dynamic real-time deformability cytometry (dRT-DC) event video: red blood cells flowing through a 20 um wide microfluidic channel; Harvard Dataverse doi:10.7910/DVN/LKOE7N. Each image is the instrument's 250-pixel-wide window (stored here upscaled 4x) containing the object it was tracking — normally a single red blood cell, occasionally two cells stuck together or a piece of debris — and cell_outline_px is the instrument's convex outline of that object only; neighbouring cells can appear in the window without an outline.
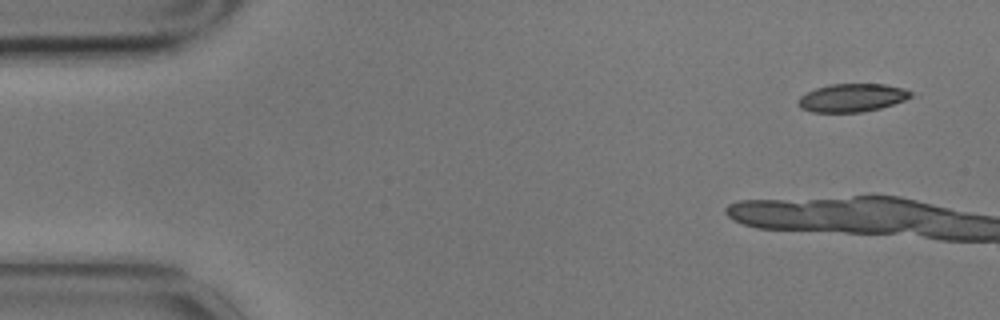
{"species": "common noctule bat (a hibernating species)", "species_latin": "Nyctalus noctula", "temperature_condition": "cold", "stored_images_in_passage": 4, "camera_frame_rate_fps": 3000, "um_per_image_px": 0.085, "animal": {"sex": "male", "body_mass_g": 17.9}, "frame": {"image": 1, "passage_image": 1, "time_ms": 0.0, "image_size_px": [1000, 320], "cell_outline_px": [[912, 96], [904, 100], [880, 108], [860, 112], [812, 112], [800, 108], [800, 96], [816, 88], [832, 84], [884, 84], [904, 88], [912, 92]], "centroid_in_image_um": [72.45, 8.3], "position_along_channel_um": 12.6, "area_um2": 18.21}}